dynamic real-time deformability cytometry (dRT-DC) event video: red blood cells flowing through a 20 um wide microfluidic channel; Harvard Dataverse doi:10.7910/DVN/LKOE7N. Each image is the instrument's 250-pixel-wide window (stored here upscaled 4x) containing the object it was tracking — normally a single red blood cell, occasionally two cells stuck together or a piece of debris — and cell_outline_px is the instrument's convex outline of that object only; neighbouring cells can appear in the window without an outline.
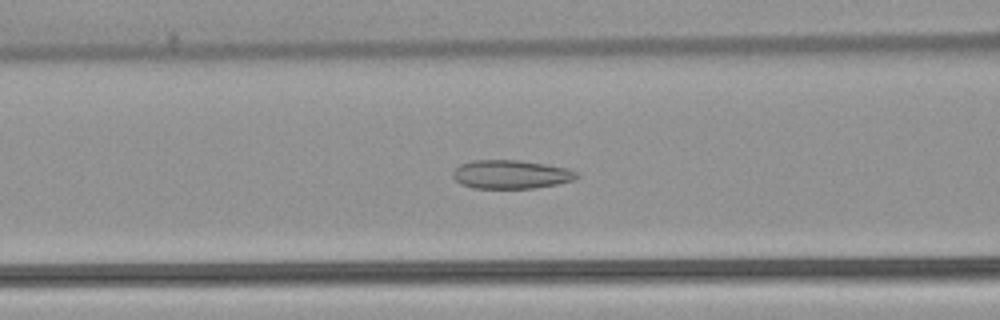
{"species": "common noctule bat (a hibernating species)", "species_latin": "Nyctalus noctula", "temperature_condition": "warm", "stored_images_in_passage": 52, "camera_frame_rate_fps": 3000, "um_per_image_px": 0.085, "animal": {"sex": "female", "body_mass_g": 22.7, "forearm_length_mm": 54.2}, "frame": {"image": 1, "passage_image": 21, "time_ms": 6.667, "image_size_px": [1000, 320], "cell_outline_px": [[580, 176], [576, 180], [556, 184], [532, 188], [472, 188], [460, 184], [452, 176], [452, 172], [460, 164], [472, 160], [520, 160], [568, 168], [580, 172]], "centroid_in_image_um": [43.45, 14.82], "position_along_channel_um": 123.1, "area_um2": 20.87}}
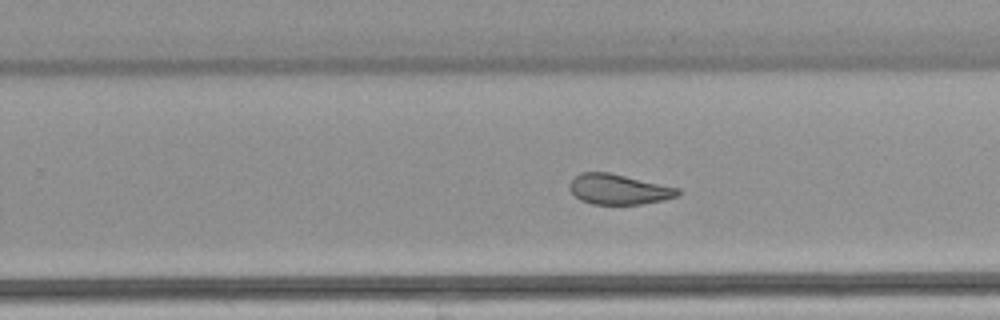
{"frame": {"image": 2, "passage_image": 33, "time_ms": 10.667, "image_size_px": [1000, 320], "cell_outline_px": [[680, 192], [676, 196], [664, 200], [640, 204], [592, 204], [580, 200], [568, 188], [568, 184], [580, 172], [608, 172], [680, 188]], "centroid_in_image_um": [52.57, 16.09], "position_along_channel_um": 277.2, "area_um2": 19.02}}
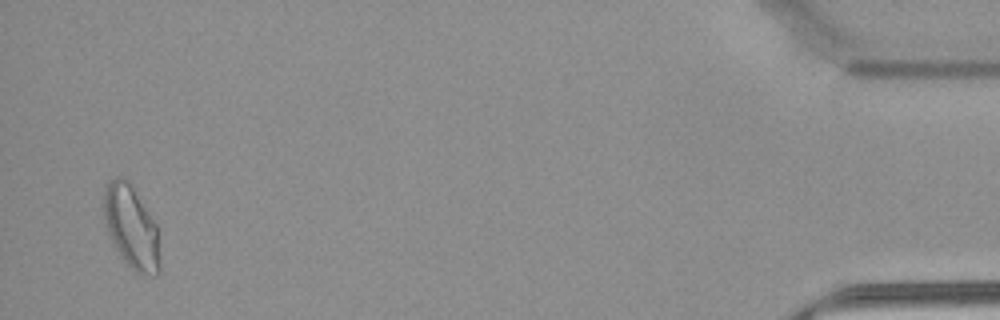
{"frame": {"image": 3, "passage_image": 51, "time_ms": 16.667, "image_size_px": [1000, 320], "cell_outline_px": [[160, 272], [156, 276], [136, 272], [120, 256], [108, 236], [104, 220], [104, 188], [108, 180], [116, 176], [120, 176], [128, 180], [132, 184], [156, 224], [160, 256]], "centroid_in_image_um": [11.15, 19.28], "position_along_channel_um": 424.1, "area_um2": 27.4}, "authors_computed_cell_mechanics": {"area_um2": 22.9177, "velocity_mm_per_s": 3.8604, "shape_relaxation_time_tau1_ms": null, "shape_relaxation_time_tau2_ms": 1.5759, "deformation_change_tau1": null, "deformation_change_tau2": 0.0797}}